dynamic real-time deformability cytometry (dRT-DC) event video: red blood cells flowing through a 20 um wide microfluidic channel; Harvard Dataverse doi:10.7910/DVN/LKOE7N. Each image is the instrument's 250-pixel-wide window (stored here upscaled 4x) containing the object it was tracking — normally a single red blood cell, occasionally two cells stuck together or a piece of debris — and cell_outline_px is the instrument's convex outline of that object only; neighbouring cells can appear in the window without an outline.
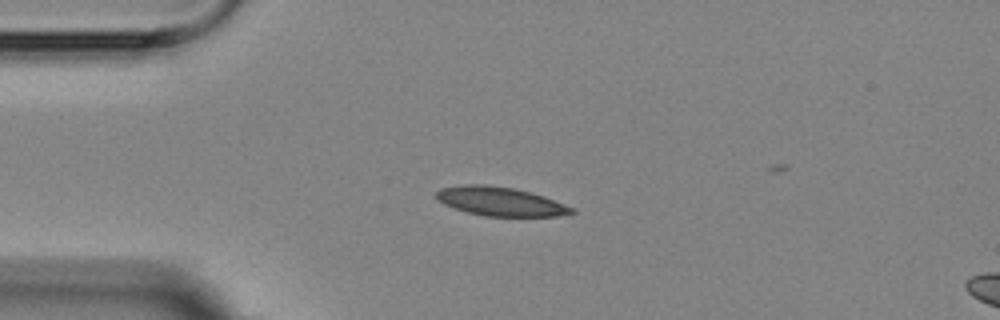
{"species": "Egyptian fruit bat (a non-hibernating species)", "species_latin": "Rousettus aegyptiacus", "temperature_condition": "room temperature", "stored_images_in_passage": 5, "camera_frame_rate_fps": 3000, "um_per_image_px": 0.085, "animal": {"sex": "female"}, "frame": {"image": 1, "passage_image": 3, "time_ms": 2.333, "image_size_px": [1000, 320], "cell_outline_px": [[576, 212], [556, 216], [484, 216], [468, 212], [444, 204], [436, 196], [436, 192], [440, 188], [464, 184], [484, 184], [512, 188], [544, 196], [576, 208]], "centroid_in_image_um": [42.55, 17.12], "position_along_channel_um": 42.4, "area_um2": 22.6}}